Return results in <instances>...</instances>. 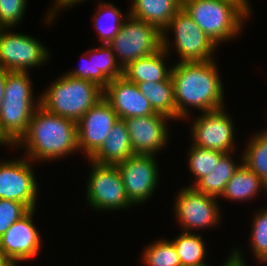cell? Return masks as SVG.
<instances>
[{
  "label": "cell",
  "instance_id": "6da1fadb",
  "mask_svg": "<svg viewBox=\"0 0 267 266\" xmlns=\"http://www.w3.org/2000/svg\"><path fill=\"white\" fill-rule=\"evenodd\" d=\"M214 60L177 62L172 66L176 114L181 120L190 115L188 107L199 112L224 108V84Z\"/></svg>",
  "mask_w": 267,
  "mask_h": 266
},
{
  "label": "cell",
  "instance_id": "7a4b0ae2",
  "mask_svg": "<svg viewBox=\"0 0 267 266\" xmlns=\"http://www.w3.org/2000/svg\"><path fill=\"white\" fill-rule=\"evenodd\" d=\"M13 147L24 148V156L32 162L41 163L72 155L79 152L77 123L39 105L27 131Z\"/></svg>",
  "mask_w": 267,
  "mask_h": 266
},
{
  "label": "cell",
  "instance_id": "3957f363",
  "mask_svg": "<svg viewBox=\"0 0 267 266\" xmlns=\"http://www.w3.org/2000/svg\"><path fill=\"white\" fill-rule=\"evenodd\" d=\"M182 8L217 46L240 35L251 16L250 1L182 0Z\"/></svg>",
  "mask_w": 267,
  "mask_h": 266
},
{
  "label": "cell",
  "instance_id": "277c9868",
  "mask_svg": "<svg viewBox=\"0 0 267 266\" xmlns=\"http://www.w3.org/2000/svg\"><path fill=\"white\" fill-rule=\"evenodd\" d=\"M28 72L8 71L0 108V131L14 146L25 134L40 97L34 100ZM37 100V101H36Z\"/></svg>",
  "mask_w": 267,
  "mask_h": 266
},
{
  "label": "cell",
  "instance_id": "5b68a950",
  "mask_svg": "<svg viewBox=\"0 0 267 266\" xmlns=\"http://www.w3.org/2000/svg\"><path fill=\"white\" fill-rule=\"evenodd\" d=\"M103 95L104 89L98 84L64 73L42 92L40 105L51 113L77 123Z\"/></svg>",
  "mask_w": 267,
  "mask_h": 266
},
{
  "label": "cell",
  "instance_id": "8992f818",
  "mask_svg": "<svg viewBox=\"0 0 267 266\" xmlns=\"http://www.w3.org/2000/svg\"><path fill=\"white\" fill-rule=\"evenodd\" d=\"M121 68L162 48V32L152 24L128 16L108 44Z\"/></svg>",
  "mask_w": 267,
  "mask_h": 266
},
{
  "label": "cell",
  "instance_id": "52a82bcc",
  "mask_svg": "<svg viewBox=\"0 0 267 266\" xmlns=\"http://www.w3.org/2000/svg\"><path fill=\"white\" fill-rule=\"evenodd\" d=\"M86 185V200L94 210L119 211L133 206L125 193V187L117 165L99 164L91 161Z\"/></svg>",
  "mask_w": 267,
  "mask_h": 266
},
{
  "label": "cell",
  "instance_id": "ba28073f",
  "mask_svg": "<svg viewBox=\"0 0 267 266\" xmlns=\"http://www.w3.org/2000/svg\"><path fill=\"white\" fill-rule=\"evenodd\" d=\"M173 31L179 62H203L214 60L217 46L197 23L181 8L163 30L162 36Z\"/></svg>",
  "mask_w": 267,
  "mask_h": 266
},
{
  "label": "cell",
  "instance_id": "9c48e42d",
  "mask_svg": "<svg viewBox=\"0 0 267 266\" xmlns=\"http://www.w3.org/2000/svg\"><path fill=\"white\" fill-rule=\"evenodd\" d=\"M11 29L0 28V67L8 71L29 72V69L39 68L50 60L49 49L42 42L25 33L10 32Z\"/></svg>",
  "mask_w": 267,
  "mask_h": 266
},
{
  "label": "cell",
  "instance_id": "30bf717a",
  "mask_svg": "<svg viewBox=\"0 0 267 266\" xmlns=\"http://www.w3.org/2000/svg\"><path fill=\"white\" fill-rule=\"evenodd\" d=\"M218 205L217 197L199 192L194 187L184 186L173 201L174 216L176 214L181 231L192 233L220 223L221 207Z\"/></svg>",
  "mask_w": 267,
  "mask_h": 266
},
{
  "label": "cell",
  "instance_id": "8fae6325",
  "mask_svg": "<svg viewBox=\"0 0 267 266\" xmlns=\"http://www.w3.org/2000/svg\"><path fill=\"white\" fill-rule=\"evenodd\" d=\"M32 163L24 155L0 161V199L18 201L29 210L36 208L39 188Z\"/></svg>",
  "mask_w": 267,
  "mask_h": 266
},
{
  "label": "cell",
  "instance_id": "7c38bea8",
  "mask_svg": "<svg viewBox=\"0 0 267 266\" xmlns=\"http://www.w3.org/2000/svg\"><path fill=\"white\" fill-rule=\"evenodd\" d=\"M155 155L135 154L117 164L125 193L133 206L145 203L159 184V165Z\"/></svg>",
  "mask_w": 267,
  "mask_h": 266
},
{
  "label": "cell",
  "instance_id": "4fadbf2b",
  "mask_svg": "<svg viewBox=\"0 0 267 266\" xmlns=\"http://www.w3.org/2000/svg\"><path fill=\"white\" fill-rule=\"evenodd\" d=\"M200 114L191 122V144L203 149L235 153V128L224 108Z\"/></svg>",
  "mask_w": 267,
  "mask_h": 266
},
{
  "label": "cell",
  "instance_id": "5bb4252c",
  "mask_svg": "<svg viewBox=\"0 0 267 266\" xmlns=\"http://www.w3.org/2000/svg\"><path fill=\"white\" fill-rule=\"evenodd\" d=\"M35 211L37 209H30L0 237V254L14 266L36 258L41 251L40 232L32 219Z\"/></svg>",
  "mask_w": 267,
  "mask_h": 266
},
{
  "label": "cell",
  "instance_id": "9a60e30c",
  "mask_svg": "<svg viewBox=\"0 0 267 266\" xmlns=\"http://www.w3.org/2000/svg\"><path fill=\"white\" fill-rule=\"evenodd\" d=\"M118 120L117 113L103 97L77 122L78 148L89 159L102 145Z\"/></svg>",
  "mask_w": 267,
  "mask_h": 266
},
{
  "label": "cell",
  "instance_id": "2e32d148",
  "mask_svg": "<svg viewBox=\"0 0 267 266\" xmlns=\"http://www.w3.org/2000/svg\"><path fill=\"white\" fill-rule=\"evenodd\" d=\"M167 115L156 113L124 119L135 154L157 155L169 142L170 120Z\"/></svg>",
  "mask_w": 267,
  "mask_h": 266
},
{
  "label": "cell",
  "instance_id": "e0dca14e",
  "mask_svg": "<svg viewBox=\"0 0 267 266\" xmlns=\"http://www.w3.org/2000/svg\"><path fill=\"white\" fill-rule=\"evenodd\" d=\"M103 97L120 119L156 114L136 83L128 81L124 76L110 80L104 88Z\"/></svg>",
  "mask_w": 267,
  "mask_h": 266
},
{
  "label": "cell",
  "instance_id": "ac0fdd59",
  "mask_svg": "<svg viewBox=\"0 0 267 266\" xmlns=\"http://www.w3.org/2000/svg\"><path fill=\"white\" fill-rule=\"evenodd\" d=\"M168 37L162 36V48L160 50L140 57L123 68V76L136 84L170 80L172 67H167L165 63L167 59H164L169 57L171 52L169 48H172L173 45Z\"/></svg>",
  "mask_w": 267,
  "mask_h": 266
},
{
  "label": "cell",
  "instance_id": "d6986e66",
  "mask_svg": "<svg viewBox=\"0 0 267 266\" xmlns=\"http://www.w3.org/2000/svg\"><path fill=\"white\" fill-rule=\"evenodd\" d=\"M135 155L124 119L118 118L101 147L87 160L99 164L117 165Z\"/></svg>",
  "mask_w": 267,
  "mask_h": 266
},
{
  "label": "cell",
  "instance_id": "ffe728a7",
  "mask_svg": "<svg viewBox=\"0 0 267 266\" xmlns=\"http://www.w3.org/2000/svg\"><path fill=\"white\" fill-rule=\"evenodd\" d=\"M181 8L182 0H132L129 15L163 32Z\"/></svg>",
  "mask_w": 267,
  "mask_h": 266
},
{
  "label": "cell",
  "instance_id": "44dd1931",
  "mask_svg": "<svg viewBox=\"0 0 267 266\" xmlns=\"http://www.w3.org/2000/svg\"><path fill=\"white\" fill-rule=\"evenodd\" d=\"M263 190L267 193V184L244 163L235 171L232 178L227 182L220 198L229 201H249Z\"/></svg>",
  "mask_w": 267,
  "mask_h": 266
},
{
  "label": "cell",
  "instance_id": "7402d4cb",
  "mask_svg": "<svg viewBox=\"0 0 267 266\" xmlns=\"http://www.w3.org/2000/svg\"><path fill=\"white\" fill-rule=\"evenodd\" d=\"M232 153H225L219 162H215L211 172L201 178L193 187L199 192L219 198L227 182L243 163V155H241L240 162L236 163V160L232 158Z\"/></svg>",
  "mask_w": 267,
  "mask_h": 266
},
{
  "label": "cell",
  "instance_id": "603a6c76",
  "mask_svg": "<svg viewBox=\"0 0 267 266\" xmlns=\"http://www.w3.org/2000/svg\"><path fill=\"white\" fill-rule=\"evenodd\" d=\"M136 85L156 113L167 115L171 121L173 119L181 120L176 114L172 79L150 83L142 82Z\"/></svg>",
  "mask_w": 267,
  "mask_h": 266
},
{
  "label": "cell",
  "instance_id": "cb8c5ba5",
  "mask_svg": "<svg viewBox=\"0 0 267 266\" xmlns=\"http://www.w3.org/2000/svg\"><path fill=\"white\" fill-rule=\"evenodd\" d=\"M125 14H122L113 3L102 2V0L99 2L92 21L101 44H109L115 38L129 16V11Z\"/></svg>",
  "mask_w": 267,
  "mask_h": 266
},
{
  "label": "cell",
  "instance_id": "d4e9b609",
  "mask_svg": "<svg viewBox=\"0 0 267 266\" xmlns=\"http://www.w3.org/2000/svg\"><path fill=\"white\" fill-rule=\"evenodd\" d=\"M175 239L170 240L177 251L181 266H204L206 263V246L203 237L195 232L179 233Z\"/></svg>",
  "mask_w": 267,
  "mask_h": 266
},
{
  "label": "cell",
  "instance_id": "484cf974",
  "mask_svg": "<svg viewBox=\"0 0 267 266\" xmlns=\"http://www.w3.org/2000/svg\"><path fill=\"white\" fill-rule=\"evenodd\" d=\"M94 65V83L105 88L110 80L123 76V69L118 64L112 48L101 44L92 49Z\"/></svg>",
  "mask_w": 267,
  "mask_h": 266
},
{
  "label": "cell",
  "instance_id": "4316f807",
  "mask_svg": "<svg viewBox=\"0 0 267 266\" xmlns=\"http://www.w3.org/2000/svg\"><path fill=\"white\" fill-rule=\"evenodd\" d=\"M243 151V163L267 184V131L255 133Z\"/></svg>",
  "mask_w": 267,
  "mask_h": 266
},
{
  "label": "cell",
  "instance_id": "83f0119b",
  "mask_svg": "<svg viewBox=\"0 0 267 266\" xmlns=\"http://www.w3.org/2000/svg\"><path fill=\"white\" fill-rule=\"evenodd\" d=\"M142 263L146 266H181L174 244L166 238L154 240L144 247Z\"/></svg>",
  "mask_w": 267,
  "mask_h": 266
},
{
  "label": "cell",
  "instance_id": "f1b7e54d",
  "mask_svg": "<svg viewBox=\"0 0 267 266\" xmlns=\"http://www.w3.org/2000/svg\"><path fill=\"white\" fill-rule=\"evenodd\" d=\"M188 168L190 173L195 178L192 185L193 187L201 178L209 174L215 165V162H219L220 158L225 154L224 152L203 149L191 144L188 149Z\"/></svg>",
  "mask_w": 267,
  "mask_h": 266
},
{
  "label": "cell",
  "instance_id": "f546056e",
  "mask_svg": "<svg viewBox=\"0 0 267 266\" xmlns=\"http://www.w3.org/2000/svg\"><path fill=\"white\" fill-rule=\"evenodd\" d=\"M256 213V214H255ZM253 213L250 251L260 264H267V207Z\"/></svg>",
  "mask_w": 267,
  "mask_h": 266
},
{
  "label": "cell",
  "instance_id": "4dcf8cb0",
  "mask_svg": "<svg viewBox=\"0 0 267 266\" xmlns=\"http://www.w3.org/2000/svg\"><path fill=\"white\" fill-rule=\"evenodd\" d=\"M28 0H0V28H15L23 19Z\"/></svg>",
  "mask_w": 267,
  "mask_h": 266
},
{
  "label": "cell",
  "instance_id": "1f68e13d",
  "mask_svg": "<svg viewBox=\"0 0 267 266\" xmlns=\"http://www.w3.org/2000/svg\"><path fill=\"white\" fill-rule=\"evenodd\" d=\"M29 209L18 201L0 199V237Z\"/></svg>",
  "mask_w": 267,
  "mask_h": 266
},
{
  "label": "cell",
  "instance_id": "d6a6232c",
  "mask_svg": "<svg viewBox=\"0 0 267 266\" xmlns=\"http://www.w3.org/2000/svg\"><path fill=\"white\" fill-rule=\"evenodd\" d=\"M81 58H83L81 59L83 60V64H80L78 68H74L70 72H66V74L70 75L73 78L83 79L94 83V65L92 49H89L87 50V52L83 53Z\"/></svg>",
  "mask_w": 267,
  "mask_h": 266
},
{
  "label": "cell",
  "instance_id": "836d02e7",
  "mask_svg": "<svg viewBox=\"0 0 267 266\" xmlns=\"http://www.w3.org/2000/svg\"><path fill=\"white\" fill-rule=\"evenodd\" d=\"M84 2V0H55V4L51 7L50 10H48L49 13H47L45 16L44 22L47 24H50L55 19L57 13H59L62 9L70 8L75 6L76 4H79V2Z\"/></svg>",
  "mask_w": 267,
  "mask_h": 266
},
{
  "label": "cell",
  "instance_id": "e575fe53",
  "mask_svg": "<svg viewBox=\"0 0 267 266\" xmlns=\"http://www.w3.org/2000/svg\"><path fill=\"white\" fill-rule=\"evenodd\" d=\"M241 253L239 249H235L233 252L231 251V255L229 254L222 266H246L245 258H243L244 256Z\"/></svg>",
  "mask_w": 267,
  "mask_h": 266
},
{
  "label": "cell",
  "instance_id": "d590c367",
  "mask_svg": "<svg viewBox=\"0 0 267 266\" xmlns=\"http://www.w3.org/2000/svg\"><path fill=\"white\" fill-rule=\"evenodd\" d=\"M7 72H8V70H5L2 67H0V108H1V104L3 102V98H4Z\"/></svg>",
  "mask_w": 267,
  "mask_h": 266
},
{
  "label": "cell",
  "instance_id": "8d00e7d4",
  "mask_svg": "<svg viewBox=\"0 0 267 266\" xmlns=\"http://www.w3.org/2000/svg\"><path fill=\"white\" fill-rule=\"evenodd\" d=\"M0 145H4L5 147H9L11 146V148L13 147V145L3 136L2 132L0 131Z\"/></svg>",
  "mask_w": 267,
  "mask_h": 266
},
{
  "label": "cell",
  "instance_id": "74e56055",
  "mask_svg": "<svg viewBox=\"0 0 267 266\" xmlns=\"http://www.w3.org/2000/svg\"><path fill=\"white\" fill-rule=\"evenodd\" d=\"M0 266H14L8 259L0 254Z\"/></svg>",
  "mask_w": 267,
  "mask_h": 266
}]
</instances>
